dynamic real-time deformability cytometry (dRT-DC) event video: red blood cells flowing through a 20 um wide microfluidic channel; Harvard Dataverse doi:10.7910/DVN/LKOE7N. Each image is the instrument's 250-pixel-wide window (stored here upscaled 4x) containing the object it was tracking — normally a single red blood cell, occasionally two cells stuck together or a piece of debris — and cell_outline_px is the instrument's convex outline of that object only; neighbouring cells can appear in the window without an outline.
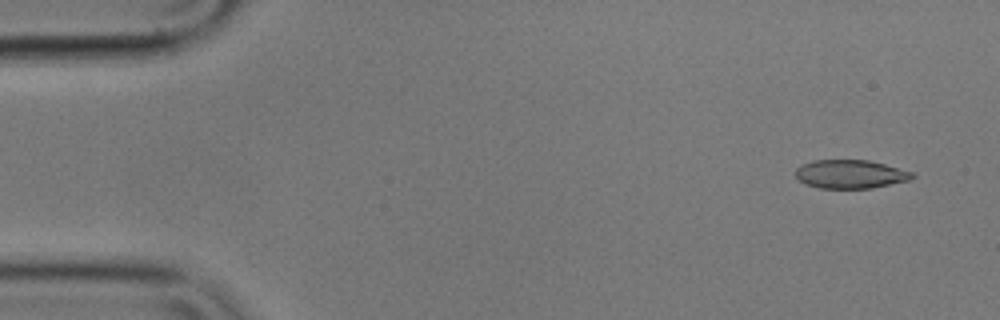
{"species": "common noctule bat (a hibernating species)", "species_latin": "Nyctalus noctula", "temperature_condition": "cold", "stored_images_in_passage": 5, "camera_frame_rate_fps": 3000, "um_per_image_px": 0.085, "animal": {"sex": "male", "body_mass_g": 17.9}, "frame": {"image": 1, "passage_image": 1, "time_ms": 0.0, "image_size_px": [1000, 320], "cell_outline_px": [[916, 176], [908, 180], [872, 188], [820, 188], [808, 184], [800, 180], [796, 176], [796, 168], [800, 164], [812, 160], [868, 160], [916, 172]], "centroid_in_image_um": [72.3, 14.79], "position_along_channel_um": 12.7, "area_um2": 19.42}}
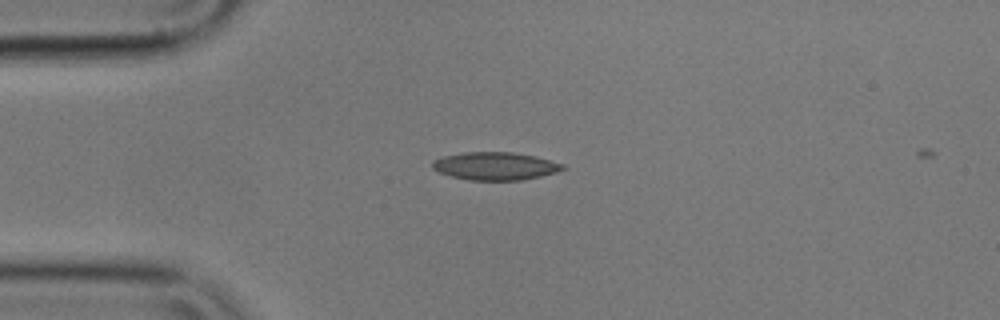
{"frame": {"image": 2, "passage_image": 4, "time_ms": 1.0, "image_size_px": [1000, 320], "cell_outline_px": [[568, 168], [556, 172], [540, 176], [520, 180], [468, 180], [452, 176], [440, 172], [432, 168], [432, 160], [444, 156], [464, 152], [512, 152], [536, 156], [564, 164]], "centroid_in_image_um": [42.11, 14.11], "position_along_channel_um": 42.9, "area_um2": 21.15}}